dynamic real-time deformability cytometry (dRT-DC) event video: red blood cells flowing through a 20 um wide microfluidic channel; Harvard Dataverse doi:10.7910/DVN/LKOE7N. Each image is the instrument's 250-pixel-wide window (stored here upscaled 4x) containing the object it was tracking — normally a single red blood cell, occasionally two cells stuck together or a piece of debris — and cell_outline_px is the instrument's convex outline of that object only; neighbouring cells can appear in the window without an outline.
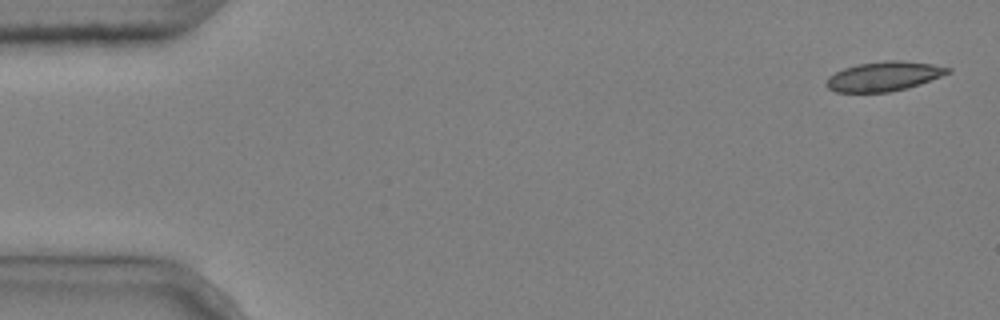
{"species": "common noctule bat (a hibernating species)", "species_latin": "Nyctalus noctula", "temperature_condition": "cold", "stored_images_in_passage": 5, "camera_frame_rate_fps": 3000, "um_per_image_px": 0.085, "animal": {"sex": "male", "body_mass_g": 20.4}, "frame": {"image": 1, "passage_image": 1, "time_ms": 0.0, "image_size_px": [1000, 320], "cell_outline_px": [[952, 72], [920, 84], [908, 88], [888, 92], [836, 92], [828, 88], [824, 84], [828, 76], [844, 68], [856, 64], [884, 60], [900, 60], [932, 64], [952, 68]], "centroid_in_image_um": [75.13, 6.48], "position_along_channel_um": 9.9, "area_um2": 21.04}}
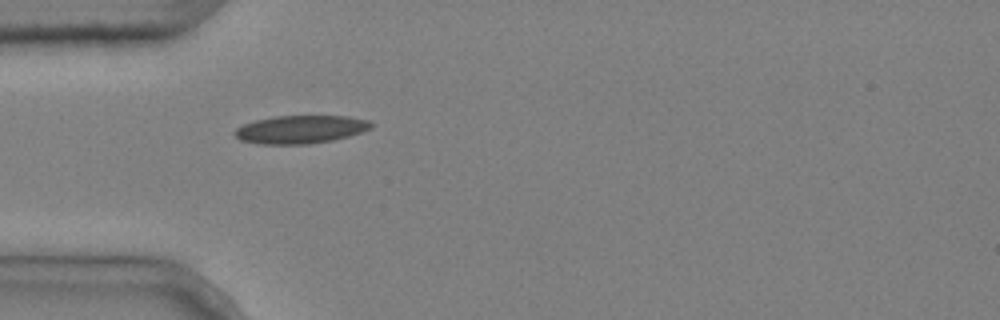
{"frame": {"image": 2, "passage_image": 5, "time_ms": 1.333, "image_size_px": [1000, 320], "cell_outline_px": [[372, 128], [348, 136], [332, 140], [308, 144], [260, 144], [240, 140], [232, 132], [236, 128], [244, 124], [256, 120], [276, 116], [348, 116], [368, 120], [372, 124]], "centroid_in_image_um": [25.52, 11.0], "position_along_channel_um": 59.5, "area_um2": 22.2}}